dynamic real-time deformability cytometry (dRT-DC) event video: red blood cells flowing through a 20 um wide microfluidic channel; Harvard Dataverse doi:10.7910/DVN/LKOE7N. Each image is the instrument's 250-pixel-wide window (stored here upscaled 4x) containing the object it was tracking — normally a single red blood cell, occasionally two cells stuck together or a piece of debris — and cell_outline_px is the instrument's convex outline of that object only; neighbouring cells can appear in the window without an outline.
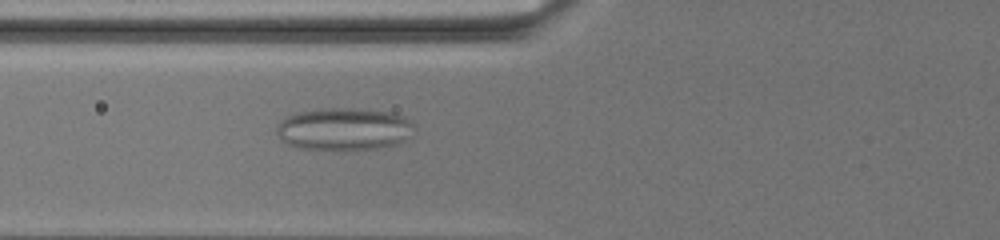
{"species": "common noctule bat (a hibernating species)", "species_latin": "Nyctalus noctula", "temperature_condition": "warm", "stored_images_in_passage": 44, "camera_frame_rate_fps": 3000, "um_per_image_px": 0.085, "animal": {"sex": "female", "body_mass_g": 19.5, "forearm_length_mm": 54.1}, "frame": {"image": 1, "passage_image": 7, "time_ms": 2.0, "image_size_px": [1000, 240], "cell_outline_px": [[416, 132], [404, 140], [396, 144], [376, 148], [300, 148], [288, 144], [280, 140], [276, 132], [276, 128], [280, 120], [296, 112], [328, 108], [352, 108], [392, 112], [404, 116], [416, 128]], "centroid_in_image_um": [29.25, 10.94], "position_along_channel_um": 96.6, "area_um2": 33.76}}
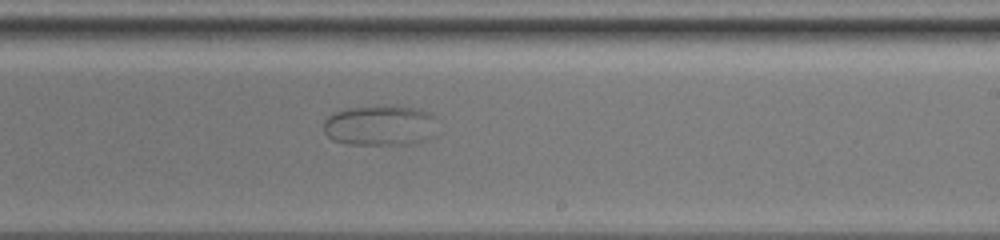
{"frame": {"image": 2, "passage_image": 24, "time_ms": 7.667, "image_size_px": [1000, 240], "cell_outline_px": [[436, 136], [428, 140], [416, 144], [344, 144], [332, 140], [324, 132], [324, 120], [332, 112], [348, 108], [384, 104], [416, 108], [428, 112], [436, 116]], "centroid_in_image_um": [32.35, 10.65], "position_along_channel_um": 256.6, "area_um2": 27.74}}
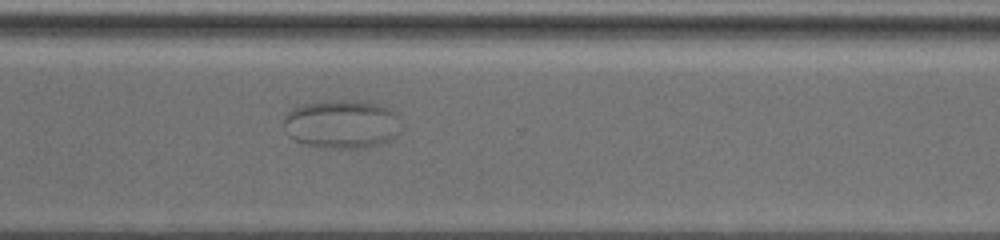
{"frame": {"image": 3, "passage_image": 33, "time_ms": 10.667, "image_size_px": [1000, 240], "cell_outline_px": [[400, 132], [396, 136], [380, 144], [360, 148], [332, 148], [304, 144], [288, 136], [284, 128], [284, 116], [292, 108], [304, 104], [324, 100], [348, 100], [376, 104], [388, 108], [396, 112]], "centroid_in_image_um": [29.02, 10.55], "position_along_channel_um": 341.6, "area_um2": 33.18}}